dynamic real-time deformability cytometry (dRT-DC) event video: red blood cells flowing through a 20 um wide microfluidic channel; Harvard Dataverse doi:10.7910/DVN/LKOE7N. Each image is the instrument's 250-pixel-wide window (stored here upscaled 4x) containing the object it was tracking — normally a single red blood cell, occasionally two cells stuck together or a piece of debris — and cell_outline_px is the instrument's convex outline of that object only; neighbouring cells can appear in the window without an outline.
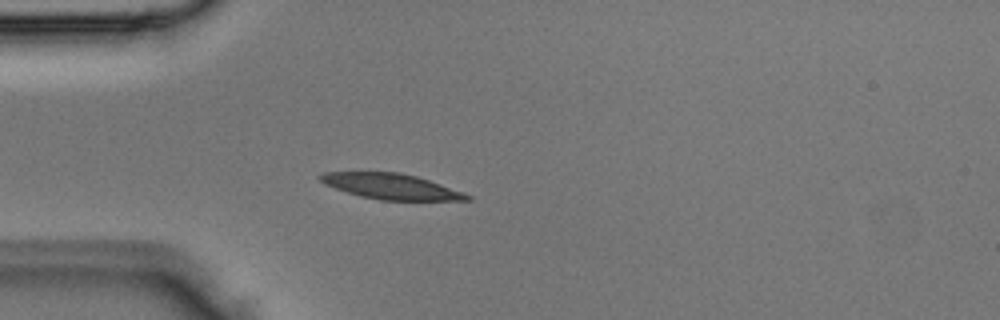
{"species": "Egyptian fruit bat (a non-hibernating species)", "species_latin": "Rousettus aegyptiacus", "temperature_condition": "room temperature", "stored_images_in_passage": 3, "camera_frame_rate_fps": 3000, "um_per_image_px": 0.085, "animal": {"sex": "male"}, "frame": {"image": 1, "passage_image": 3, "time_ms": 0.667, "image_size_px": [1000, 320], "cell_outline_px": [[472, 200], [380, 200], [360, 196], [324, 184], [316, 176], [324, 172], [400, 172], [416, 176], [464, 192], [472, 196]], "centroid_in_image_um": [33.24, 15.84], "position_along_channel_um": 51.8, "area_um2": 21.73}}